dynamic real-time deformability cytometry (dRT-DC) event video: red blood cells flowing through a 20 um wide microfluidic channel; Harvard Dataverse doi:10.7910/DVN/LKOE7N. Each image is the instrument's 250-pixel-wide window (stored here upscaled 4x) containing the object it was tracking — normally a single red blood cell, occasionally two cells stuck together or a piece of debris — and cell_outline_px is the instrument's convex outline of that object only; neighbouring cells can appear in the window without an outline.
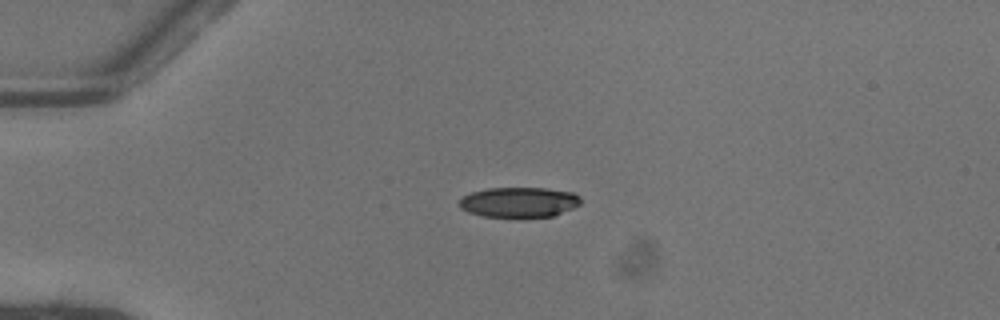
{"species": "common noctule bat (a hibernating species)", "species_latin": "Nyctalus noctula", "temperature_condition": "warm", "stored_images_in_passage": 29, "camera_frame_rate_fps": 3000, "um_per_image_px": 0.085, "animal": {"sex": "female"}, "frame": {"image": 1, "passage_image": 1, "time_ms": 0.0, "image_size_px": [1000, 320], "cell_outline_px": [[580, 204], [572, 208], [552, 216], [480, 216], [468, 212], [460, 208], [456, 204], [460, 196], [472, 192], [488, 188], [548, 188], [572, 192], [580, 196]], "centroid_in_image_um": [44.05, 17.17], "position_along_channel_um": 41.0, "area_um2": 21.33}}
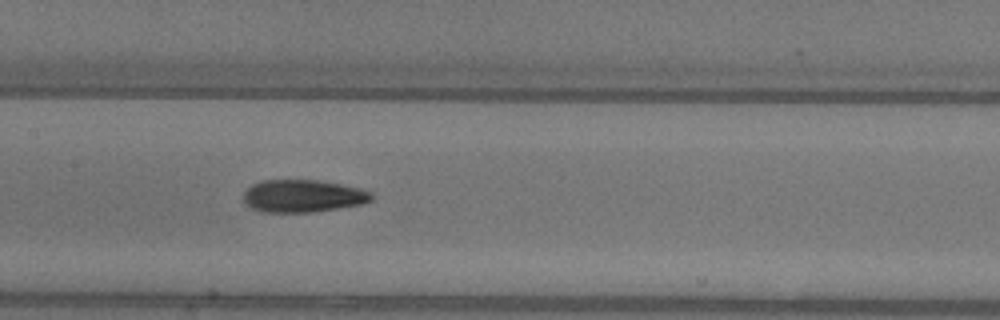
{"frame": {"image": 2, "passage_image": 14, "time_ms": 4.333, "image_size_px": [1000, 320], "cell_outline_px": [[372, 200], [364, 204], [312, 212], [264, 212], [252, 208], [244, 200], [244, 192], [252, 184], [264, 180], [316, 180], [340, 184], [360, 188], [372, 192]], "centroid_in_image_um": [25.77, 16.66], "position_along_channel_um": 181.6, "area_um2": 24.16}}
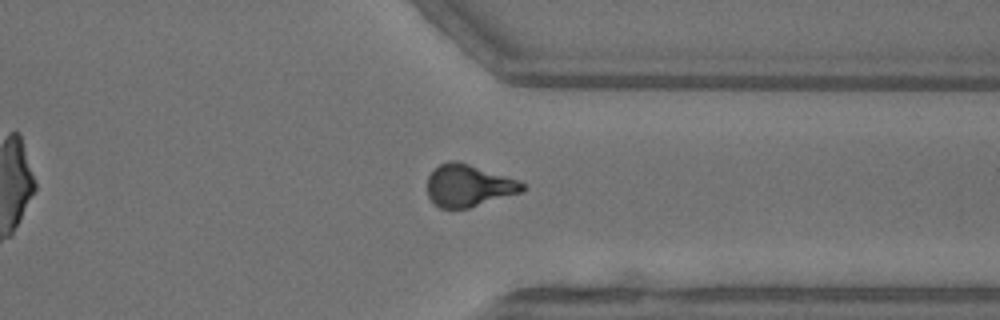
{"frame": {"image": 3, "passage_image": 28, "time_ms": 9.0, "image_size_px": [1000, 320], "cell_outline_px": [[524, 192], [468, 208], [440, 208], [428, 196], [428, 176], [440, 164], [448, 160], [456, 160], [520, 180], [524, 184]], "centroid_in_image_um": [39.86, 15.77], "position_along_channel_um": 371.5, "area_um2": 23.29}}